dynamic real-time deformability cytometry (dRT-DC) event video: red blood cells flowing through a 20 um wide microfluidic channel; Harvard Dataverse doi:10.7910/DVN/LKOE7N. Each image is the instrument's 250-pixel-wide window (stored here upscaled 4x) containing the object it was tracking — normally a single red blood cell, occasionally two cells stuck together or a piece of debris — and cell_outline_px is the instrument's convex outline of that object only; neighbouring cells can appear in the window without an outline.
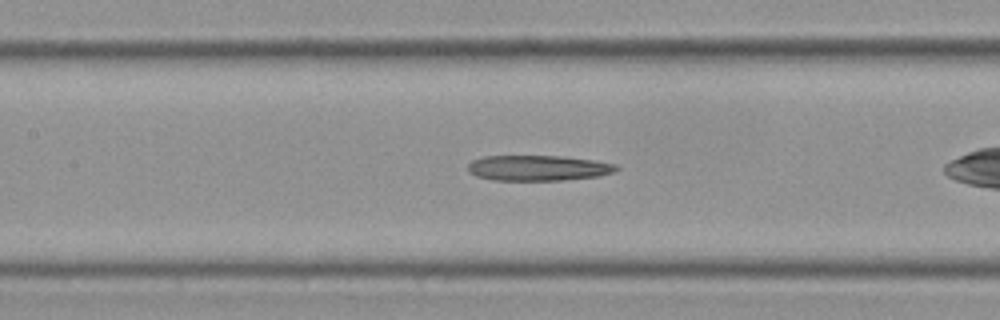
{"species": "Egyptian fruit bat (a non-hibernating species)", "species_latin": "Rousettus aegyptiacus", "temperature_condition": "cold", "stored_images_in_passage": 42, "segment_of_instrument_passage": [2, 2], "camera_frame_rate_fps": 3000, "um_per_image_px": 0.085, "frame": {"image": 1, "passage_image": 10, "time_ms": 3.0, "image_size_px": [1000, 320], "cell_outline_px": [[620, 168], [616, 172], [600, 176], [564, 180], [496, 180], [476, 176], [468, 172], [468, 164], [472, 160], [484, 156], [560, 156], [596, 160], [616, 164]], "centroid_in_image_um": [45.79, 14.28], "position_along_channel_um": 161.6, "area_um2": 22.2}}
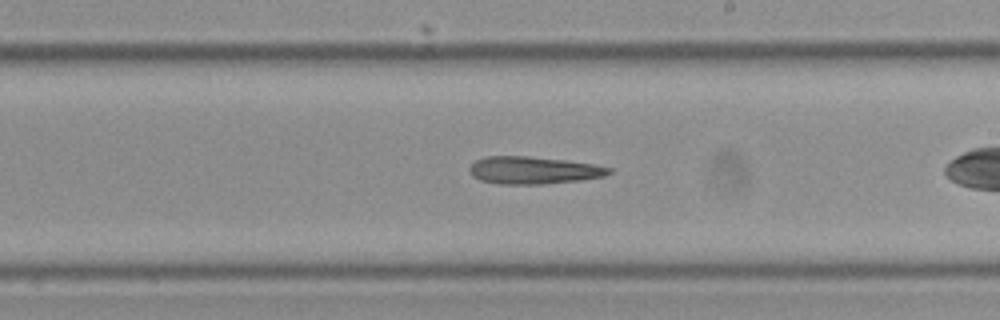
{"frame": {"image": 2, "passage_image": 17, "time_ms": 5.333, "image_size_px": [1000, 320], "cell_outline_px": [[612, 172], [604, 176], [580, 180], [544, 184], [500, 184], [480, 180], [472, 176], [468, 168], [476, 160], [484, 156], [528, 156], [564, 160], [596, 164], [612, 168]], "centroid_in_image_um": [45.34, 14.47], "position_along_channel_um": 243.7, "area_um2": 22.37}}
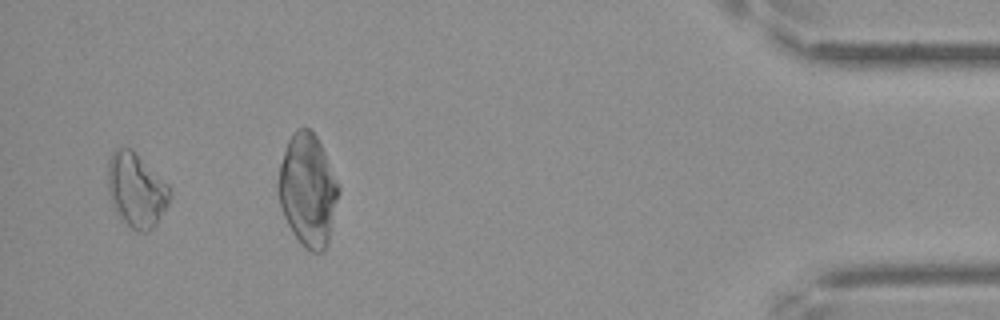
{"frame": {"image": 3, "passage_image": 39, "time_ms": 12.667, "image_size_px": [1000, 320], "cell_outline_px": [[168, 204], [156, 224], [148, 232], [136, 232], [116, 212], [108, 192], [108, 160], [112, 152], [116, 148], [128, 148], [168, 184]], "centroid_in_image_um": [11.55, 16.19], "position_along_channel_um": 423.6, "area_um2": 25.95}}